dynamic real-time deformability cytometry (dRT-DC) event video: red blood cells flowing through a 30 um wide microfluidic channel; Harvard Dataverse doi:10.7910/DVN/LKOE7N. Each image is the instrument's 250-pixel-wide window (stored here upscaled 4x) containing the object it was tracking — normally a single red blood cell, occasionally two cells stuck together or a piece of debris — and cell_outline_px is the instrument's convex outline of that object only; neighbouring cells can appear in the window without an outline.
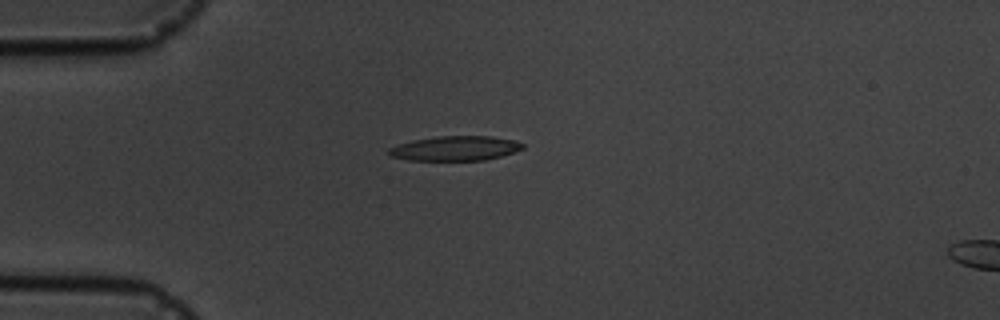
{"species": "common noctule bat (a hibernating species)", "species_latin": "Nyctalus noctula", "temperature_condition": "cold", "stored_images_in_passage": 14, "camera_frame_rate_fps": 3000, "um_per_image_px": 0.085, "animal": {"sex": "male", "body_mass_g": 19.5, "forearm_length_mm": 54.6}, "frame": {"image": 1, "passage_image": 2, "time_ms": 1.333, "image_size_px": [1000, 320], "cell_outline_px": [[524, 148], [500, 156], [484, 160], [408, 160], [388, 156], [388, 148], [412, 140], [436, 136], [492, 136], [512, 140], [524, 144]], "centroid_in_image_um": [38.65, 12.61], "position_along_channel_um": 46.4, "area_um2": 19.13}}
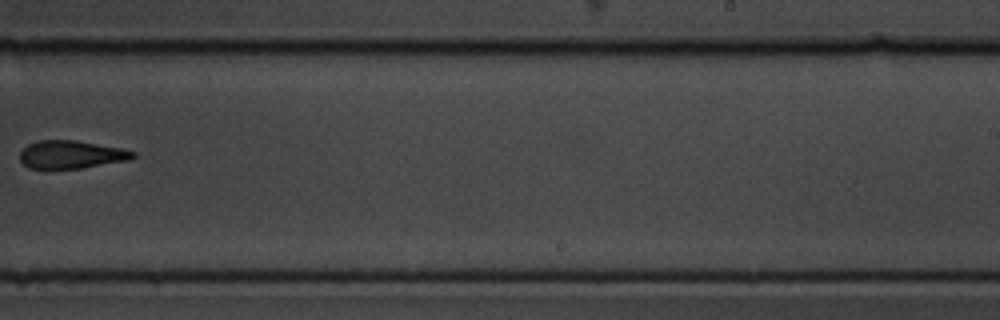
{"frame": {"image": 2, "passage_image": 8, "time_ms": 8.333, "image_size_px": [1000, 320], "cell_outline_px": [[136, 156], [132, 160], [80, 168], [28, 168], [20, 160], [20, 152], [28, 144], [36, 140], [76, 140], [120, 148], [136, 152]], "centroid_in_image_um": [6.07, 13.13], "position_along_channel_um": 282.9, "area_um2": 18.44}}
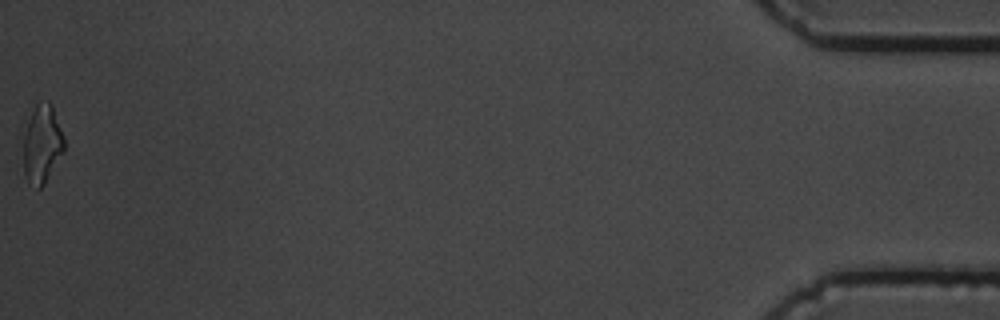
{"frame": {"image": 3, "passage_image": 14, "time_ms": 15.0, "image_size_px": [1000, 320], "cell_outline_px": [[64, 152], [44, 184], [40, 188], [36, 188], [28, 184], [24, 176], [24, 132], [32, 112], [36, 104], [48, 100], [52, 104], [64, 136]], "centroid_in_image_um": [3.59, 12.27], "position_along_channel_um": 431.6, "area_um2": 18.67}, "authors_computed_cell_mechanics": {"area_um2": 19.1318, "velocity_mm_per_s": 3.657, "shape_relaxation_time_tau1_ms": 3.7053, "shape_relaxation_time_tau2_ms": 4.2471, "deformation_change_tau1": 0.1225, "deformation_change_tau2": 0.153}}